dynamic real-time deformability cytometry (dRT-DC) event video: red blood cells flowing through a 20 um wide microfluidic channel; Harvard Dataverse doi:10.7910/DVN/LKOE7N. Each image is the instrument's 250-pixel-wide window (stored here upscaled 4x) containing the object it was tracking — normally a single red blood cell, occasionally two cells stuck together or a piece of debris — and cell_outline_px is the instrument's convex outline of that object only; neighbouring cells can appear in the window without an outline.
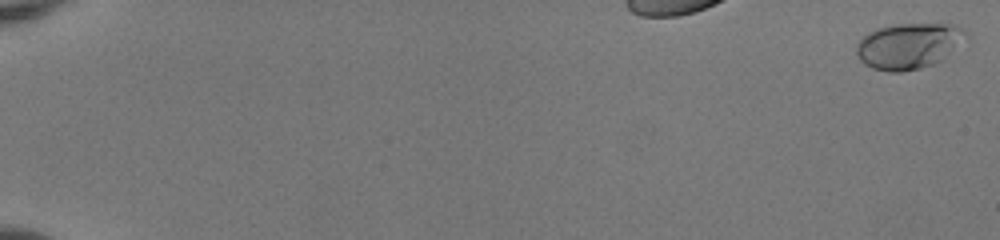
{"species": "human", "species_latin": "Homo sapiens", "temperature_condition": "room temperature", "stored_images_in_passage": 41, "camera_frame_rate_fps": 3000, "um_per_image_px": 0.085, "donor": {"sex": "female"}, "frame": {"image": 1, "passage_image": 1, "time_ms": 0.0, "image_size_px": [1000, 240], "cell_outline_px": [[968, 32], [944, 60], [936, 64], [920, 68], [900, 72], [888, 72], [872, 68], [864, 64], [856, 56], [856, 44], [868, 32], [876, 28], [896, 24], [956, 24]], "centroid_in_image_um": [77.2, 3.91], "position_along_channel_um": 7.8, "area_um2": 29.3}}
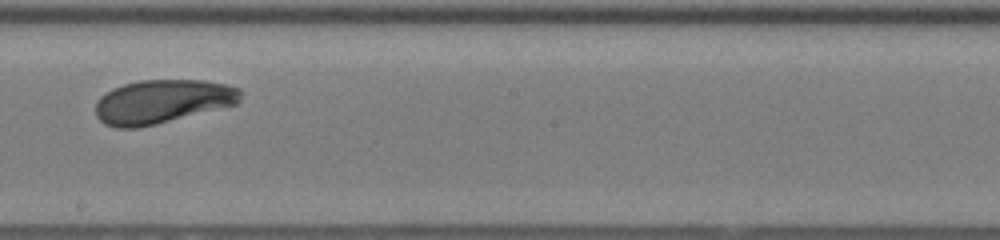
{"frame": {"image": 2, "passage_image": 26, "time_ms": 8.333, "image_size_px": [1000, 240], "cell_outline_px": [[244, 92], [240, 100], [236, 104], [156, 124], [136, 128], [116, 128], [104, 124], [96, 116], [96, 100], [100, 96], [112, 88], [124, 84], [140, 80], [204, 80], [224, 84], [240, 88]], "centroid_in_image_um": [13.78, 8.62], "position_along_channel_um": 234.4, "area_um2": 37.05}}
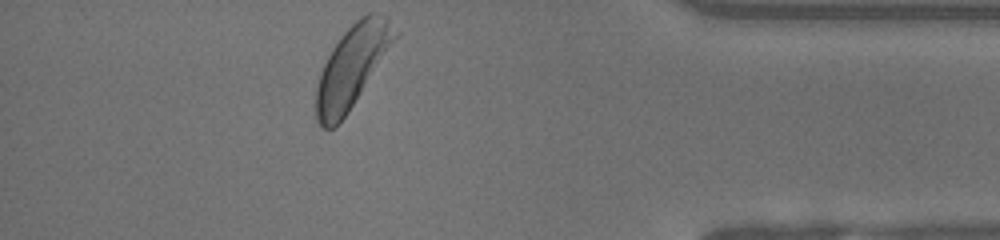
{"frame": {"image": 3, "passage_image": 41, "time_ms": 13.333, "image_size_px": [1000, 240], "cell_outline_px": [[400, 36], [348, 112], [336, 128], [320, 128], [316, 120], [316, 88], [320, 72], [332, 48], [340, 36], [360, 16], [368, 12], [376, 12], [388, 16], [400, 32]], "centroid_in_image_um": [29.97, 5.61], "position_along_channel_um": 405.2, "area_um2": 38.09}, "authors_computed_cell_mechanics": {"area_um2": 36.4718, "velocity_mm_per_s": 3.9581, "shape_relaxation_time_tau1_ms": 2.1961, "shape_relaxation_time_tau2_ms": null, "deformation_change_tau1": 0.1221, "deformation_change_tau2": null}}